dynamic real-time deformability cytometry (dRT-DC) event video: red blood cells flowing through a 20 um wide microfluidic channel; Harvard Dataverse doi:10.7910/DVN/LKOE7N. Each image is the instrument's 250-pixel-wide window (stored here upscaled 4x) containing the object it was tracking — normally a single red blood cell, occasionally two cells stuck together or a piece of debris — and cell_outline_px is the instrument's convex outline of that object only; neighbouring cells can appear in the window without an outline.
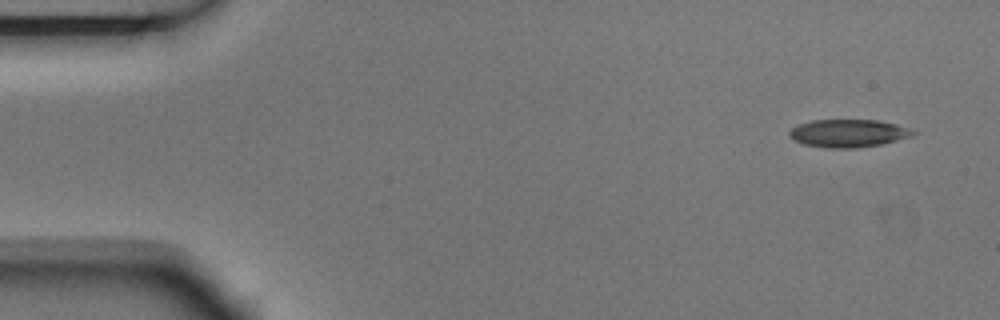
{"species": "Egyptian fruit bat (a non-hibernating species)", "species_latin": "Rousettus aegyptiacus", "temperature_condition": "room temperature", "stored_images_in_passage": 9, "camera_frame_rate_fps": 3000, "um_per_image_px": 0.085, "animal": {"sex": "male"}, "frame": {"image": 1, "passage_image": 1, "time_ms": 0.0, "image_size_px": [1000, 320], "cell_outline_px": [[916, 132], [912, 136], [880, 144], [856, 148], [824, 148], [804, 144], [788, 136], [788, 132], [796, 124], [812, 120], [876, 120], [896, 124], [908, 128]], "centroid_in_image_um": [72.06, 11.32], "position_along_channel_um": 12.9, "area_um2": 20.0}}
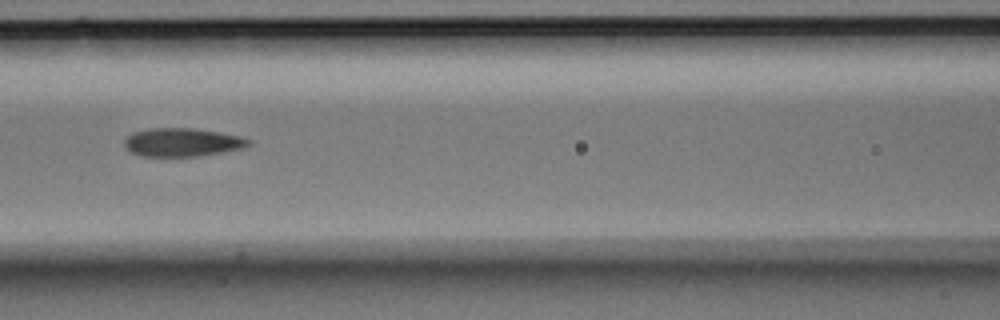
{"frame": {"image": 2, "passage_image": 6, "time_ms": 1.667, "image_size_px": [1000, 320], "cell_outline_px": [[252, 144], [244, 148], [200, 156], [140, 156], [132, 152], [124, 144], [124, 140], [132, 132], [148, 128], [196, 128], [220, 132], [240, 136], [252, 140]], "centroid_in_image_um": [15.53, 12.08], "position_along_channel_um": 151.1, "area_um2": 20.69}}
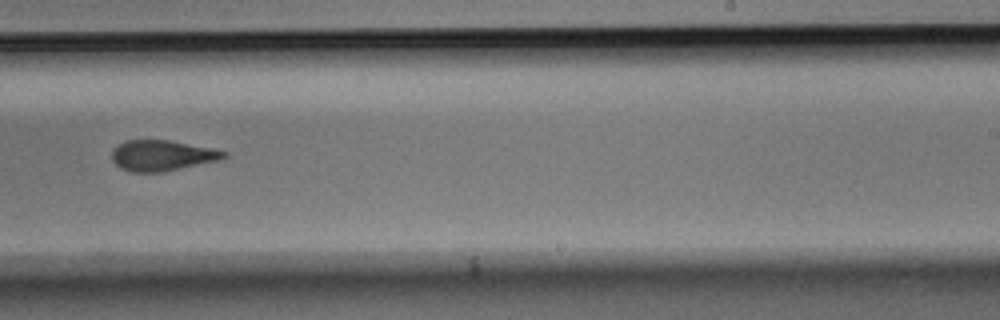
{"frame": {"image": 3, "passage_image": 9, "time_ms": 2.667, "image_size_px": [1000, 320], "cell_outline_px": [[228, 156], [220, 160], [160, 172], [132, 172], [120, 168], [112, 160], [112, 148], [124, 140], [168, 140], [228, 152]], "centroid_in_image_um": [13.73, 13.21], "position_along_channel_um": 275.3, "area_um2": 19.83}}